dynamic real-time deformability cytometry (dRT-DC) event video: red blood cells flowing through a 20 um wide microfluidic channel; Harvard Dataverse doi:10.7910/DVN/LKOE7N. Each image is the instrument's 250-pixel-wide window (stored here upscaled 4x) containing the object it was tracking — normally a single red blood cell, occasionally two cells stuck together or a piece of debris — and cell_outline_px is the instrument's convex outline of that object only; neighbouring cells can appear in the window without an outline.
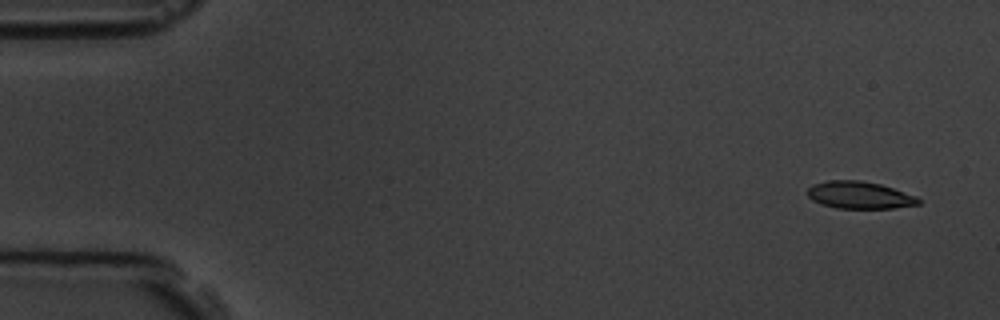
{"species": "common noctule bat (a hibernating species)", "species_latin": "Nyctalus noctula", "temperature_condition": "room temperature", "stored_images_in_passage": 5, "camera_frame_rate_fps": 3000, "um_per_image_px": 0.085, "animal": {"sex": "male", "body_mass_g": 19.5, "forearm_length_mm": 54.6}, "frame": {"image": 1, "passage_image": 1, "time_ms": 0.0, "image_size_px": [1000, 320], "cell_outline_px": [[920, 204], [892, 208], [836, 208], [820, 204], [812, 200], [808, 196], [808, 188], [812, 184], [828, 180], [860, 180], [880, 184], [916, 196], [920, 200]], "centroid_in_image_um": [73.02, 16.58], "position_along_channel_um": 12.0, "area_um2": 17.57}}
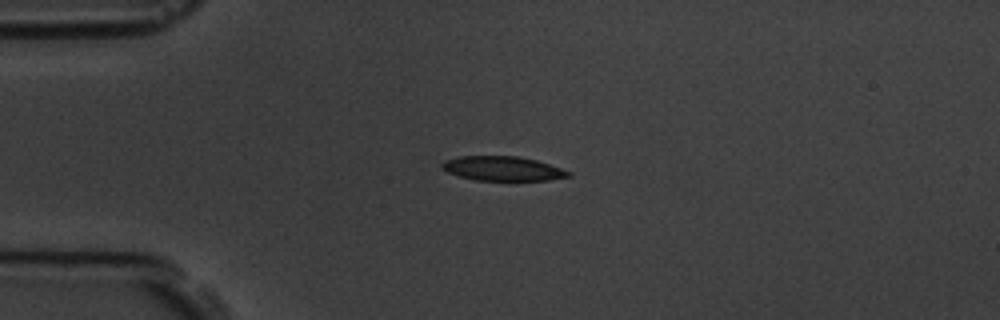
{"frame": {"image": 2, "passage_image": 4, "time_ms": 3.667, "image_size_px": [1000, 320], "cell_outline_px": [[572, 176], [548, 180], [476, 180], [460, 176], [448, 172], [440, 168], [440, 164], [444, 160], [460, 156], [516, 156], [536, 160], [572, 172]], "centroid_in_image_um": [42.71, 14.32], "position_along_channel_um": 42.3, "area_um2": 17.92}}